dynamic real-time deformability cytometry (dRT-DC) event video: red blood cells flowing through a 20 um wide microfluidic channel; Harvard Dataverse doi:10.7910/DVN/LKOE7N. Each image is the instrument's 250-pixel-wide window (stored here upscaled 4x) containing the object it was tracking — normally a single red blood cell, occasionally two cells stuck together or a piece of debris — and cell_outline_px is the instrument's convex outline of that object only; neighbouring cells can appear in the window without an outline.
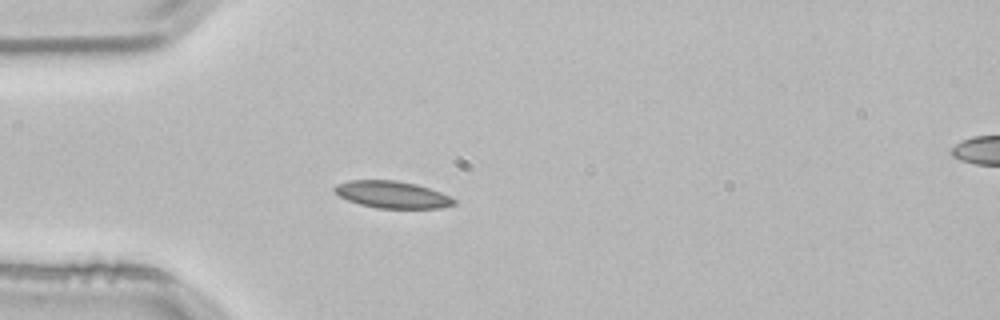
{"species": "common noctule bat (a hibernating species)", "species_latin": "Nyctalus noctula", "temperature_condition": "room temperature", "stored_images_in_passage": 4, "segment_of_instrument_passage": [1, 2], "camera_frame_rate_fps": 3000, "um_per_image_px": 0.085, "animal": {"sex": "male", "body_mass_g": 21.5, "forearm_length_mm": 52.0}, "frame": {"image": 1, "passage_image": 3, "time_ms": 0.667, "image_size_px": [1000, 320], "cell_outline_px": [[456, 204], [440, 208], [376, 208], [360, 204], [348, 200], [340, 196], [332, 188], [336, 184], [352, 180], [396, 180], [416, 184], [440, 192], [456, 200]], "centroid_in_image_um": [33.33, 16.54], "position_along_channel_um": 51.7, "area_um2": 18.67}}